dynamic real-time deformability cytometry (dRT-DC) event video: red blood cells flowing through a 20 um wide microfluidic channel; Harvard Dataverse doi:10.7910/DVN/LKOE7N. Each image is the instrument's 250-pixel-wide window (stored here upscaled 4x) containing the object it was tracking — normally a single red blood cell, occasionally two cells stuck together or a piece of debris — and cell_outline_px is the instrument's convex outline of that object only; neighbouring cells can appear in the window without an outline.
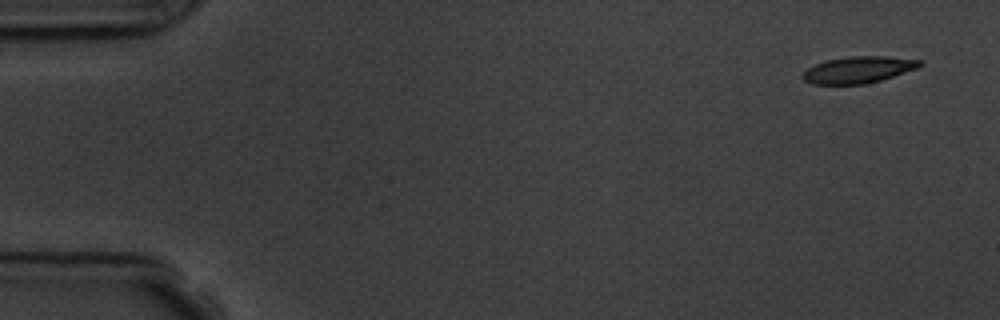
{"species": "common noctule bat (a hibernating species)", "species_latin": "Nyctalus noctula", "temperature_condition": "room temperature", "stored_images_in_passage": 4, "camera_frame_rate_fps": 3000, "um_per_image_px": 0.085, "animal": {"sex": "male", "body_mass_g": 19.5, "forearm_length_mm": 54.6}, "frame": {"image": 1, "passage_image": 1, "time_ms": 0.0, "image_size_px": [1000, 320], "cell_outline_px": [[924, 64], [916, 68], [880, 80], [864, 84], [812, 84], [804, 80], [800, 76], [808, 68], [816, 64], [828, 60], [852, 56], [884, 56], [924, 60]], "centroid_in_image_um": [72.96, 5.92], "position_along_channel_um": 12.0, "area_um2": 17.98}}
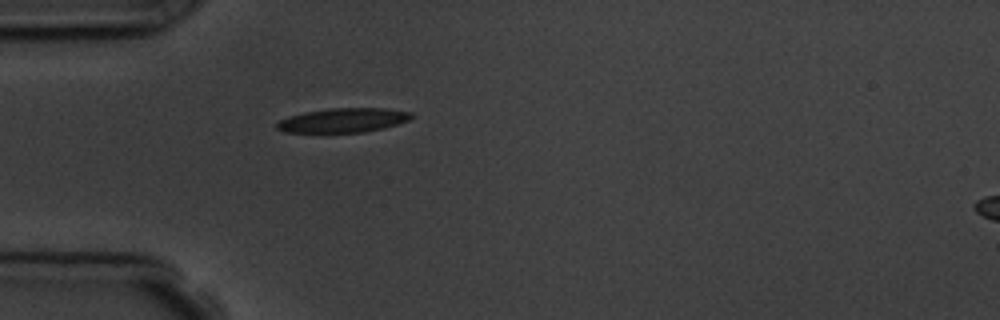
{"frame": {"image": 2, "passage_image": 4, "time_ms": 4.333, "image_size_px": [1000, 320], "cell_outline_px": [[412, 116], [408, 120], [384, 128], [364, 132], [284, 132], [276, 128], [276, 124], [280, 120], [288, 116], [304, 112], [328, 108], [388, 108], [412, 112]], "centroid_in_image_um": [29.16, 10.21], "position_along_channel_um": 55.8, "area_um2": 19.02}}